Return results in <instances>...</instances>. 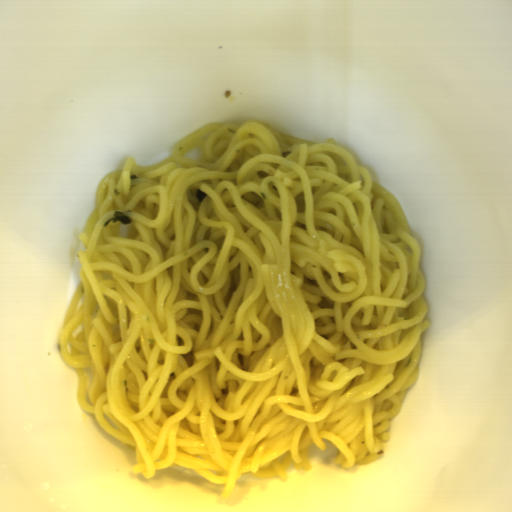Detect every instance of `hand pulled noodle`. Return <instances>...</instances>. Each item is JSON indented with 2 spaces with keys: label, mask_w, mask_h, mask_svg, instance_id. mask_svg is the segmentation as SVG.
<instances>
[{
  "label": "hand pulled noodle",
  "mask_w": 512,
  "mask_h": 512,
  "mask_svg": "<svg viewBox=\"0 0 512 512\" xmlns=\"http://www.w3.org/2000/svg\"><path fill=\"white\" fill-rule=\"evenodd\" d=\"M210 122L100 180L59 355L76 401L146 479L180 466L229 499L242 474L383 457L431 323L395 195L334 137ZM132 223L104 222L114 211Z\"/></svg>",
  "instance_id": "1"
}]
</instances>
